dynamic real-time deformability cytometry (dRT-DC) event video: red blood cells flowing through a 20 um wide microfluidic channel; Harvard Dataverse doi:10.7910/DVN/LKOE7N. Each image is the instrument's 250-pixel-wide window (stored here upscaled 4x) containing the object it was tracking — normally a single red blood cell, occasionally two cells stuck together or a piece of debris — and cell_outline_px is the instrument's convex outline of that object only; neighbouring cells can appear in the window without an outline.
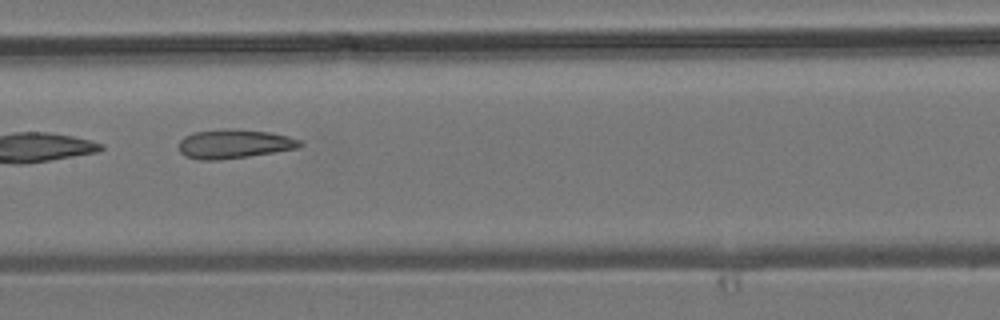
{"species": "common noctule bat (a hibernating species)", "species_latin": "Nyctalus noctula", "temperature_condition": "room temperature", "stored_images_in_passage": 7, "camera_frame_rate_fps": 3000, "um_per_image_px": 0.085, "animal": {"sex": "male", "body_mass_g": 19.2, "forearm_length_mm": 51.8}, "frame": {"image": 1, "passage_image": 6, "time_ms": 7.0, "image_size_px": [1000, 320], "cell_outline_px": [[304, 144], [296, 148], [248, 156], [220, 160], [196, 160], [184, 156], [180, 152], [180, 140], [184, 136], [192, 132], [228, 128], [268, 132], [288, 136], [300, 140]], "centroid_in_image_um": [19.85, 12.23], "position_along_channel_um": 187.6, "area_um2": 20.46}}
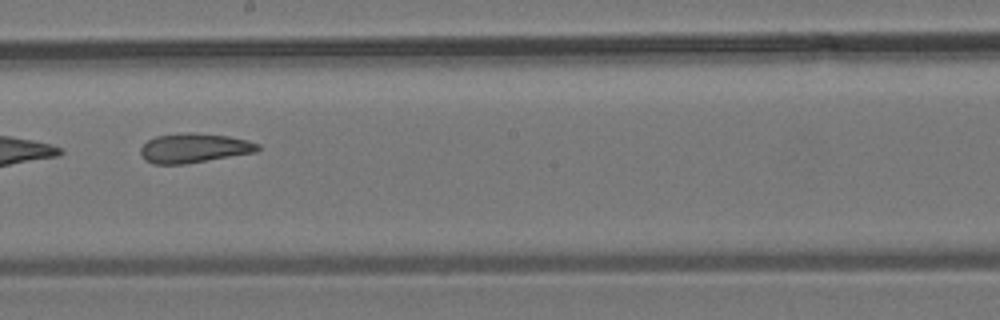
{"frame": {"image": 2, "passage_image": 7, "time_ms": 8.0, "image_size_px": [1000, 320], "cell_outline_px": [[260, 148], [256, 152], [184, 164], [152, 164], [144, 160], [140, 152], [140, 148], [148, 140], [156, 136], [188, 132], [192, 132], [228, 136], [248, 140], [260, 144]], "centroid_in_image_um": [16.49, 12.58], "position_along_channel_um": 231.7, "area_um2": 20.11}}